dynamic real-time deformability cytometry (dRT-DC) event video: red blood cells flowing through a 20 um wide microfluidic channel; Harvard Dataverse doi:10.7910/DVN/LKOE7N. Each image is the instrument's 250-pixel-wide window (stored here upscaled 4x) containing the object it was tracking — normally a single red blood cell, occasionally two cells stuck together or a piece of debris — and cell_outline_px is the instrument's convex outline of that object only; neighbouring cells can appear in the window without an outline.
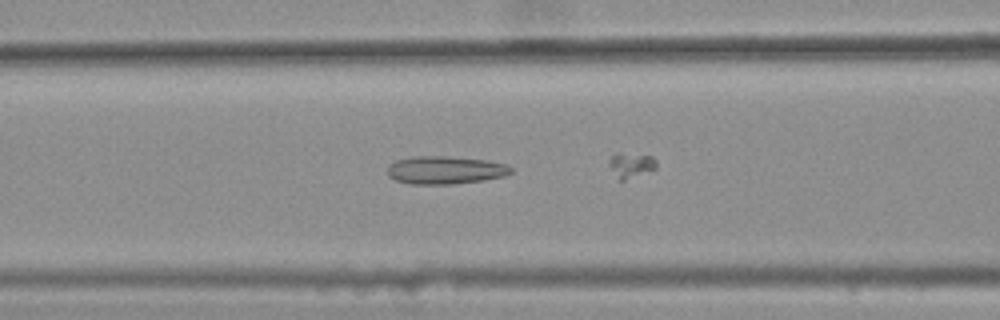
{"species": "common noctule bat (a hibernating species)", "species_latin": "Nyctalus noctula", "temperature_condition": "warm", "stored_images_in_passage": 16, "camera_frame_rate_fps": 3000, "um_per_image_px": 0.085, "animal": {"sex": "female", "body_mass_g": 25.1}, "frame": {"image": 1, "passage_image": 12, "time_ms": 3.667, "image_size_px": [1000, 320], "cell_outline_px": [[512, 172], [504, 176], [484, 180], [452, 184], [408, 184], [396, 180], [388, 176], [388, 168], [396, 160], [416, 156], [444, 156], [488, 160], [508, 164], [512, 168]], "centroid_in_image_um": [37.88, 14.46], "position_along_channel_um": 128.7, "area_um2": 20.11}}